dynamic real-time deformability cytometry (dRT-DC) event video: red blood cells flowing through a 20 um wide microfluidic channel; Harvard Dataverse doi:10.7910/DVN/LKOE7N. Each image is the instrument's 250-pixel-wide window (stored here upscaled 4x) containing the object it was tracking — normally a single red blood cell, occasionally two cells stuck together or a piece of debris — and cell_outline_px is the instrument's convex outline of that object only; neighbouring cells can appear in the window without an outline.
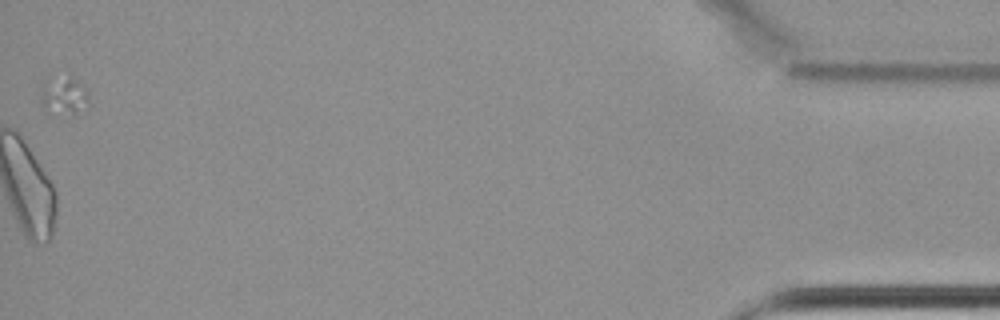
{"species": "common noctule bat (a hibernating species)", "species_latin": "Nyctalus noctula", "temperature_condition": "cold", "stored_images_in_passage": 51, "segment_of_instrument_passage": [2, 2], "camera_frame_rate_fps": 3000, "um_per_image_px": 0.085, "animal": {"sex": "female", "body_mass_g": 22.7, "forearm_length_mm": 54.2}, "frame": {"image": 1, "passage_image": 51, "time_ms": 16.667, "image_size_px": [1000, 320], "cell_outline_px": [[88, 104], [76, 112], [60, 116], [56, 116], [44, 112], [40, 100], [40, 84], [48, 76], [72, 76], [88, 92]], "centroid_in_image_um": [5.31, 8.12], "position_along_channel_um": 429.9, "area_um2": 11.33}}